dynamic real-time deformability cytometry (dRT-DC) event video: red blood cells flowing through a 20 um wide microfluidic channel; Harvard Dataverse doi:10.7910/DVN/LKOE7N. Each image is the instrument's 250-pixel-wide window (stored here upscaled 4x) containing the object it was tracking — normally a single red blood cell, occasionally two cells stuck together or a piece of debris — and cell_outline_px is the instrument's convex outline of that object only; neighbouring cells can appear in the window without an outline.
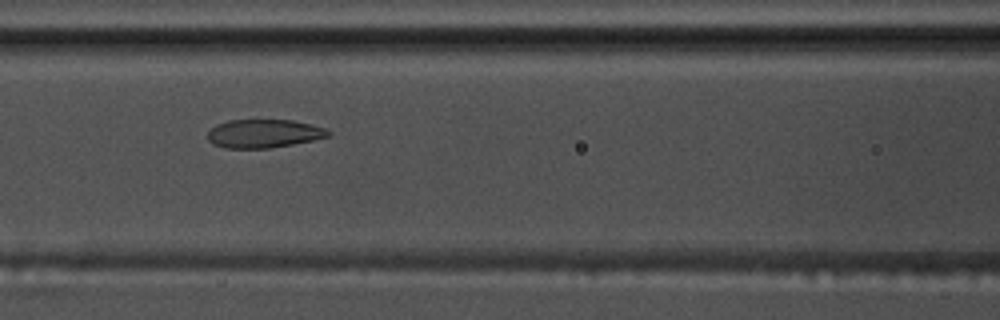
{"species": "common noctule bat (a hibernating species)", "species_latin": "Nyctalus noctula", "temperature_condition": "warm", "stored_images_in_passage": 55, "camera_frame_rate_fps": 3000, "um_per_image_px": 0.085, "animal": {"sex": "male", "body_mass_g": 17.5, "forearm_length_mm": 52.3}, "frame": {"image": 1, "passage_image": 25, "time_ms": 8.0, "image_size_px": [1000, 320], "cell_outline_px": [[332, 136], [292, 144], [268, 148], [224, 148], [212, 144], [208, 140], [208, 132], [216, 124], [228, 120], [292, 120], [312, 124], [324, 128], [332, 132]], "centroid_in_image_um": [22.43, 11.35], "position_along_channel_um": 144.2, "area_um2": 20.06}}
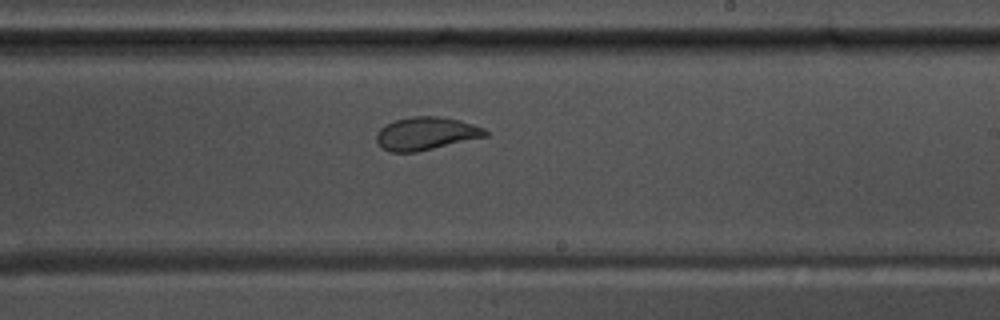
{"frame": {"image": 2, "passage_image": 34, "time_ms": 11.0, "image_size_px": [1000, 320], "cell_outline_px": [[488, 136], [416, 152], [388, 152], [376, 140], [376, 132], [384, 124], [396, 120], [412, 116], [440, 116], [460, 120], [484, 128], [488, 132]], "centroid_in_image_um": [36.2, 11.34], "position_along_channel_um": 252.8, "area_um2": 20.92}}
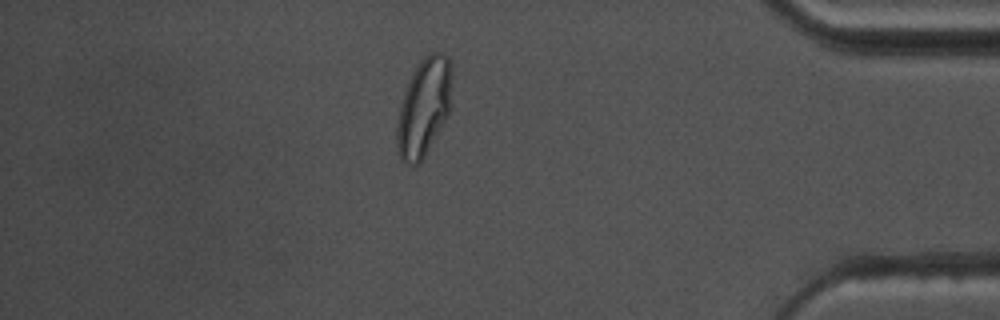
{"frame": {"image": 3, "passage_image": 49, "time_ms": 16.0, "image_size_px": [1000, 320], "cell_outline_px": [[452, 80], [448, 112], [420, 164], [412, 168], [404, 164], [400, 160], [396, 144], [396, 124], [400, 104], [404, 92], [420, 60], [428, 52], [440, 52], [448, 56], [452, 64]], "centroid_in_image_um": [36.0, 9.14], "position_along_channel_um": 399.2, "area_um2": 31.44}}